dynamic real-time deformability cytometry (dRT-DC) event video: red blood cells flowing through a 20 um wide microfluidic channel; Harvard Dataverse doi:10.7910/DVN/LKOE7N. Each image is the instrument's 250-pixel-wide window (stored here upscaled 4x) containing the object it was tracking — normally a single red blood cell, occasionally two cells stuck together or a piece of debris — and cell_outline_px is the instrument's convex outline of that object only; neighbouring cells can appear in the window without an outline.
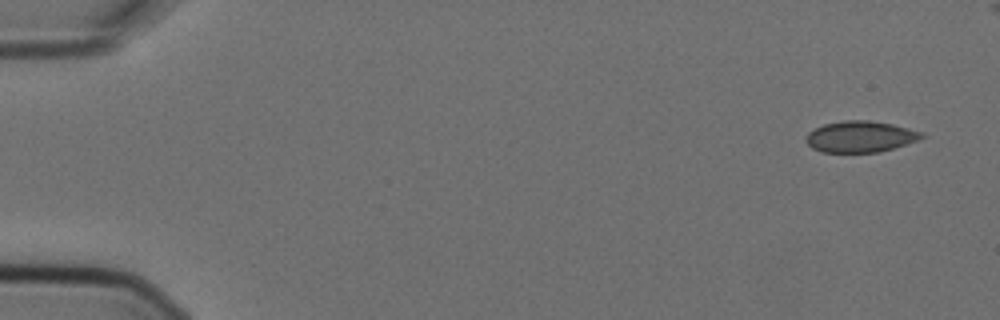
{"species": "Egyptian fruit bat (a non-hibernating species)", "species_latin": "Rousettus aegyptiacus", "temperature_condition": "cold", "stored_images_in_passage": 6, "camera_frame_rate_fps": 3000, "um_per_image_px": 0.085, "animal": {"sex": "female"}, "frame": {"image": 1, "passage_image": 1, "time_ms": 0.0, "image_size_px": [1000, 320], "cell_outline_px": [[928, 136], [880, 152], [820, 152], [812, 148], [804, 140], [804, 136], [808, 132], [824, 124], [844, 120], [868, 120], [892, 124], [924, 132]], "centroid_in_image_um": [73.1, 11.61], "position_along_channel_um": 11.9, "area_um2": 21.1}}
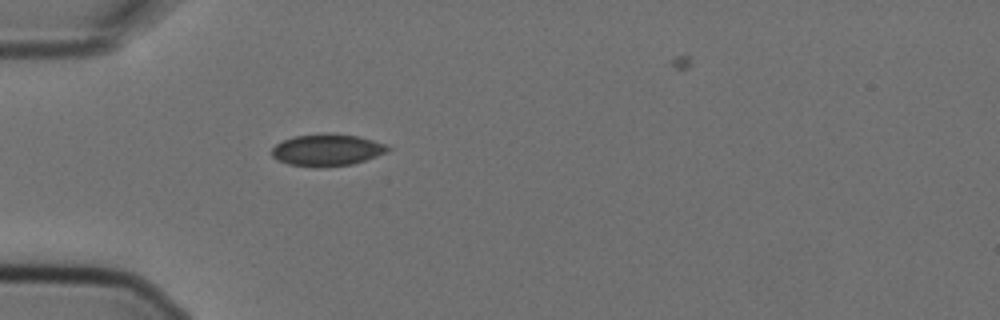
{"frame": {"image": 2, "passage_image": 5, "time_ms": 1.333, "image_size_px": [1000, 320], "cell_outline_px": [[392, 148], [388, 152], [352, 164], [320, 168], [312, 168], [288, 164], [276, 160], [272, 156], [272, 148], [276, 144], [284, 140], [296, 136], [328, 132], [356, 136], [372, 140], [384, 144]], "centroid_in_image_um": [27.77, 12.76], "position_along_channel_um": 57.2, "area_um2": 21.73}}